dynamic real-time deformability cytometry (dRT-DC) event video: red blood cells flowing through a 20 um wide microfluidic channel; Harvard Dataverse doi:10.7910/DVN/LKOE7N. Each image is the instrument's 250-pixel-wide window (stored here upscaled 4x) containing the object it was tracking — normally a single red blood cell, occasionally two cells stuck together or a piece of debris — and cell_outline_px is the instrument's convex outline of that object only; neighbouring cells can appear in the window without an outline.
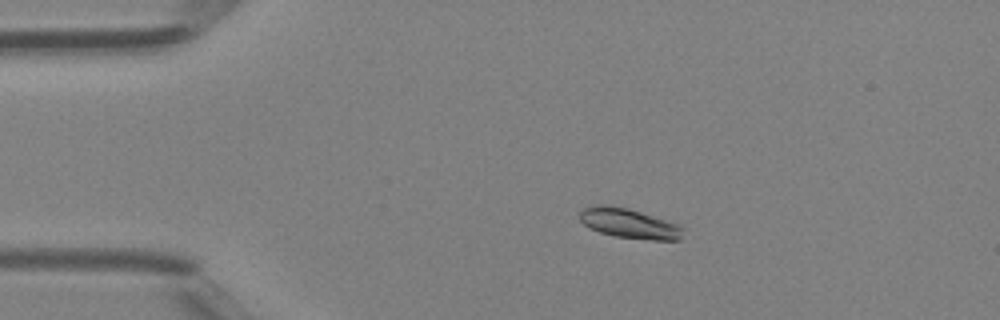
{"species": "Egyptian fruit bat (a non-hibernating species)", "species_latin": "Rousettus aegyptiacus", "temperature_condition": "room temperature", "stored_images_in_passage": 39, "camera_frame_rate_fps": 3000, "um_per_image_px": 0.085, "animal": {"sex": "female"}, "frame": {"image": 1, "passage_image": 1, "time_ms": 0.0, "image_size_px": [1000, 320], "cell_outline_px": [[684, 228], [680, 240], [652, 240], [616, 236], [600, 232], [584, 224], [580, 220], [580, 212], [584, 208], [592, 204], [608, 204], [628, 208], [676, 224]], "centroid_in_image_um": [53.45, 18.98], "position_along_channel_um": 31.5, "area_um2": 17.74}}
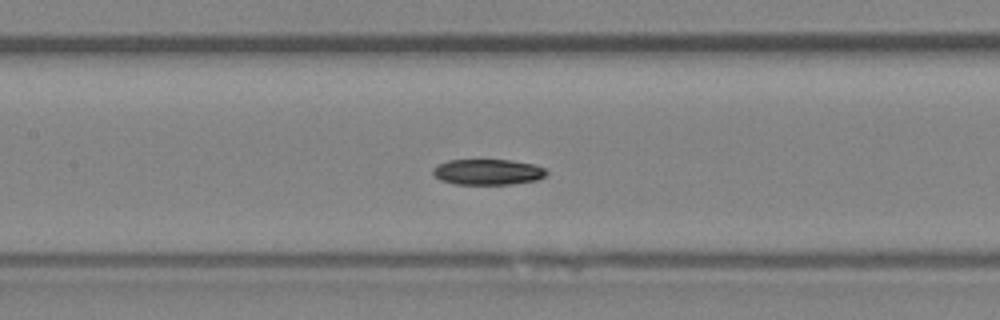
{"frame": {"image": 2, "passage_image": 14, "time_ms": 4.333, "image_size_px": [1000, 320], "cell_outline_px": [[548, 172], [544, 176], [536, 180], [512, 184], [456, 184], [440, 180], [432, 172], [432, 168], [448, 160], [512, 160], [536, 164], [544, 168]], "centroid_in_image_um": [41.48, 14.61], "position_along_channel_um": 165.9, "area_um2": 16.99}}
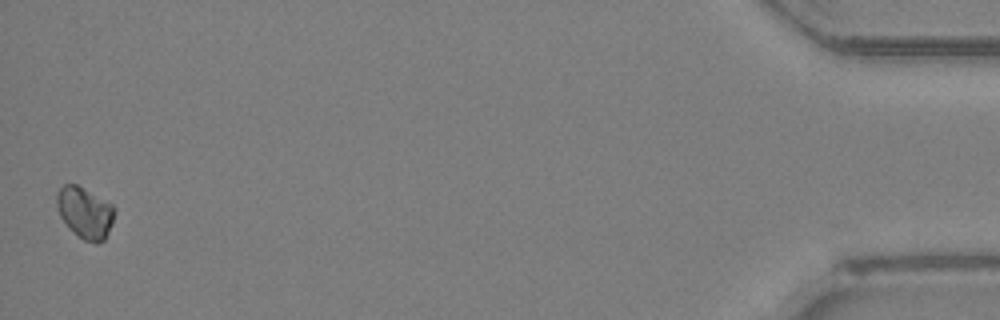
{"frame": {"image": 3, "passage_image": 39, "time_ms": 12.667, "image_size_px": [1000, 320], "cell_outline_px": [[116, 208], [112, 224], [104, 240], [96, 244], [84, 240], [68, 228], [60, 216], [56, 204], [56, 196], [60, 188], [64, 184], [76, 184], [112, 204]], "centroid_in_image_um": [7.22, 18.09], "position_along_channel_um": 428.0, "area_um2": 17.28}}